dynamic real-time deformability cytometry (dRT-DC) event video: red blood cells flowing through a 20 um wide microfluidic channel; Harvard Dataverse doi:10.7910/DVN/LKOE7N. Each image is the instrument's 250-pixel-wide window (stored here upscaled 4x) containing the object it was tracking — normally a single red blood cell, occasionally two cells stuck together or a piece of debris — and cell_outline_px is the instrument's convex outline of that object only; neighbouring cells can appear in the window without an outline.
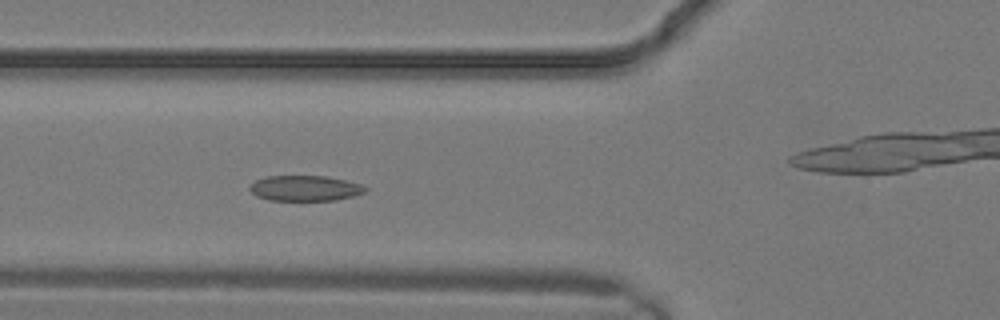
{"species": "common noctule bat (a hibernating species)", "species_latin": "Nyctalus noctula", "temperature_condition": "warm", "stored_images_in_passage": 7, "camera_frame_rate_fps": 3000, "um_per_image_px": 0.085, "animal": {"sex": "male", "body_mass_g": 19.2, "forearm_length_mm": 51.8}, "frame": {"image": 1, "passage_image": 6, "time_ms": 1.667, "image_size_px": [1000, 320], "cell_outline_px": [[368, 188], [364, 192], [352, 196], [336, 200], [268, 200], [256, 196], [248, 188], [256, 180], [264, 176], [328, 176], [360, 184]], "centroid_in_image_um": [25.9, 15.99], "position_along_channel_um": 99.9, "area_um2": 17.05}}